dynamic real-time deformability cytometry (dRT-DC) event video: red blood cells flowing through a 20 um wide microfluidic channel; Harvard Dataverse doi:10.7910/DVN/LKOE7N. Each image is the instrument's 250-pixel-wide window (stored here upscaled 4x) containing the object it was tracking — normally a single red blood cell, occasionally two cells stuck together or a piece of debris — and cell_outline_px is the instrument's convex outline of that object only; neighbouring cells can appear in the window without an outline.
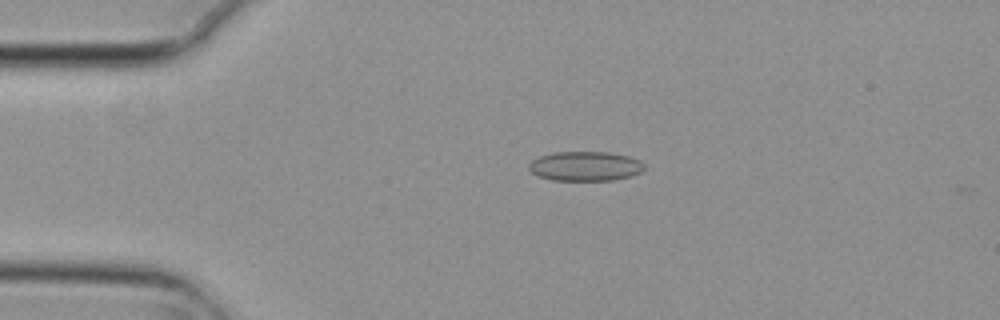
{"species": "common noctule bat (a hibernating species)", "species_latin": "Nyctalus noctula", "temperature_condition": "cold", "stored_images_in_passage": 4, "camera_frame_rate_fps": 3000, "um_per_image_px": 0.085, "animal": {"sex": "female", "body_mass_g": 29.2, "forearm_length_mm": 56.3}, "frame": {"image": 1, "passage_image": 4, "time_ms": 1.0, "image_size_px": [1000, 320], "cell_outline_px": [[648, 168], [632, 176], [612, 180], [552, 180], [536, 176], [528, 168], [528, 164], [532, 160], [540, 156], [552, 152], [608, 152], [628, 156], [640, 160]], "centroid_in_image_um": [49.75, 14.12], "position_along_channel_um": 35.2, "area_um2": 20.06}}